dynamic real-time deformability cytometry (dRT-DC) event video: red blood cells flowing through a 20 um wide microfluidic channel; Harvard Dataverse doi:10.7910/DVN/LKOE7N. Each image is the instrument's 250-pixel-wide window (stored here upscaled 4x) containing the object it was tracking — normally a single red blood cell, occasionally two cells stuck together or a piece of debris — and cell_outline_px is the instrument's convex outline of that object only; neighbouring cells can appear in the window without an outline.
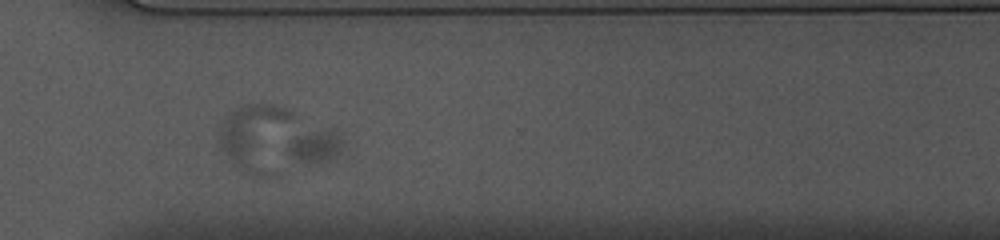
{"species": "common noctule bat (a hibernating species)", "species_latin": "Nyctalus noctula", "temperature_condition": "cold", "stored_images_in_passage": 45, "segment_of_instrument_passage": [1, 2], "camera_frame_rate_fps": 3000, "um_per_image_px": 0.085, "animal": {"sex": "female", "body_mass_g": 10.0, "forearm_length_mm": 53.1}, "frame": {"image": 1, "passage_image": 32, "time_ms": 10.333, "image_size_px": [1000, 240], "cell_outline_px": [[344, 152], [328, 160], [300, 160], [292, 156], [288, 152], [288, 144], [296, 136], [312, 132], [336, 128], [340, 132], [344, 140]], "centroid_in_image_um": [26.97, 12.36], "position_along_channel_um": 343.6, "area_um2": 10.17}}